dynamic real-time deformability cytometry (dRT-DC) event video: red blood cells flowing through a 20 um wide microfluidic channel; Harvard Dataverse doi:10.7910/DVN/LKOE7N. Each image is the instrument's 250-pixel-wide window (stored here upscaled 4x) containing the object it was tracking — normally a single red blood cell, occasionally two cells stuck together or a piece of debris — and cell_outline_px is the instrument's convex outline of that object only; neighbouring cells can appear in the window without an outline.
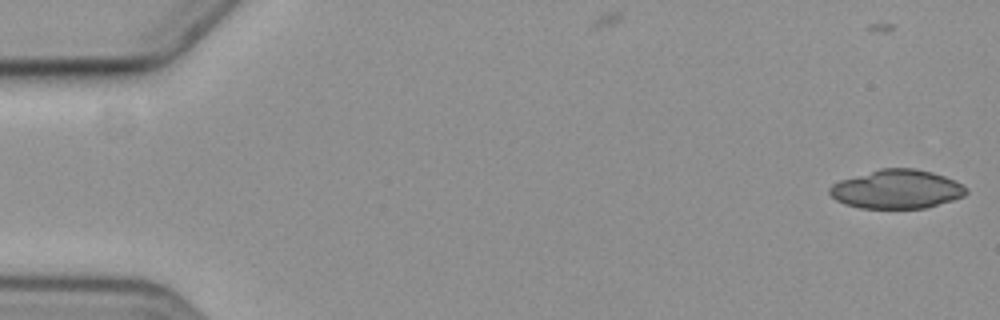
{"species": "common noctule bat (a hibernating species)", "species_latin": "Nyctalus noctula", "temperature_condition": "cold", "stored_images_in_passage": 6, "camera_frame_rate_fps": 3000, "um_per_image_px": 0.085, "animal": {"sex": "female", "body_mass_g": 19.3, "forearm_length_mm": 54.1}, "frame": {"image": 1, "passage_image": 1, "time_ms": 0.0, "image_size_px": [1000, 320], "cell_outline_px": [[968, 192], [964, 196], [952, 200], [924, 208], [860, 208], [844, 204], [836, 200], [828, 192], [828, 188], [832, 184], [840, 180], [880, 168], [912, 168], [932, 172], [944, 176], [968, 188]], "centroid_in_image_um": [76.19, 16.08], "position_along_channel_um": 8.8, "area_um2": 30.81}}